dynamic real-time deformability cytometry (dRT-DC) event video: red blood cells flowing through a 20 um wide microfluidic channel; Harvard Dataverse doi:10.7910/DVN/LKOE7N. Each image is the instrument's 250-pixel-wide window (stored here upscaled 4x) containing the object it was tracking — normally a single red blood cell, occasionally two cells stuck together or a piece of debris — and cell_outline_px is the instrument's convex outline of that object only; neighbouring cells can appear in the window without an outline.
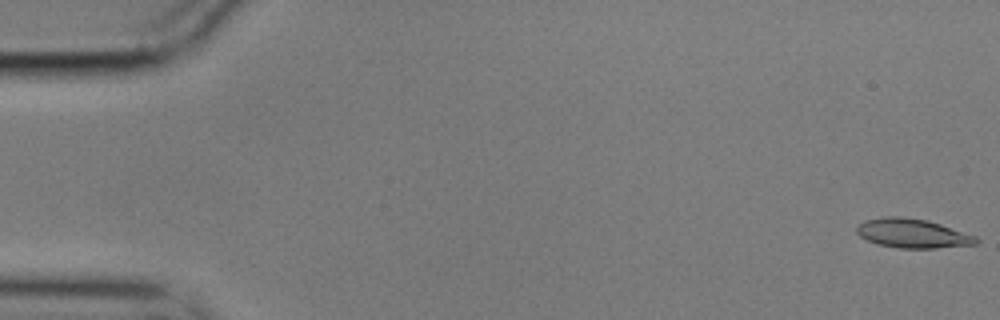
{"species": "common noctule bat (a hibernating species)", "species_latin": "Nyctalus noctula", "temperature_condition": "cold", "stored_images_in_passage": 57, "camera_frame_rate_fps": 3000, "um_per_image_px": 0.085, "animal": {"sex": "male", "body_mass_g": 17.9}, "frame": {"image": 1, "passage_image": 1, "time_ms": 0.0, "image_size_px": [1000, 320], "cell_outline_px": [[980, 240], [976, 244], [936, 248], [896, 248], [876, 244], [860, 236], [856, 232], [856, 228], [864, 220], [884, 216], [900, 216], [928, 220], [976, 236]], "centroid_in_image_um": [77.55, 19.83], "position_along_channel_um": 7.5, "area_um2": 20.35}}
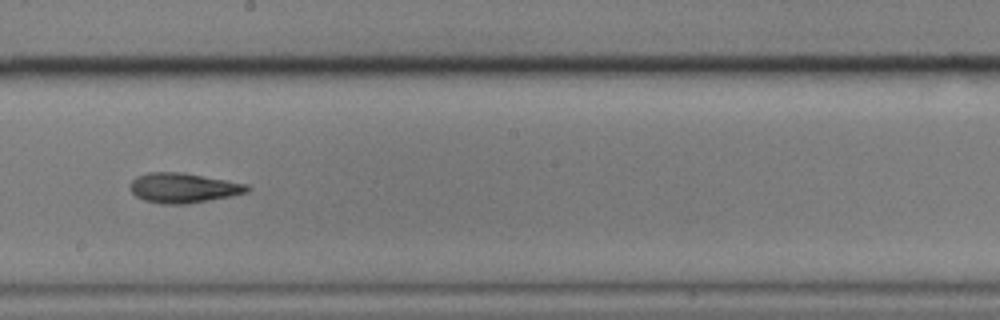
{"frame": {"image": 2, "passage_image": 32, "time_ms": 10.333, "image_size_px": [1000, 320], "cell_outline_px": [[252, 188], [248, 192], [232, 196], [188, 204], [160, 204], [144, 200], [136, 196], [128, 188], [128, 184], [136, 176], [148, 172], [184, 172], [248, 184]], "centroid_in_image_um": [15.58, 15.97], "position_along_channel_um": 232.6, "area_um2": 20.75}}
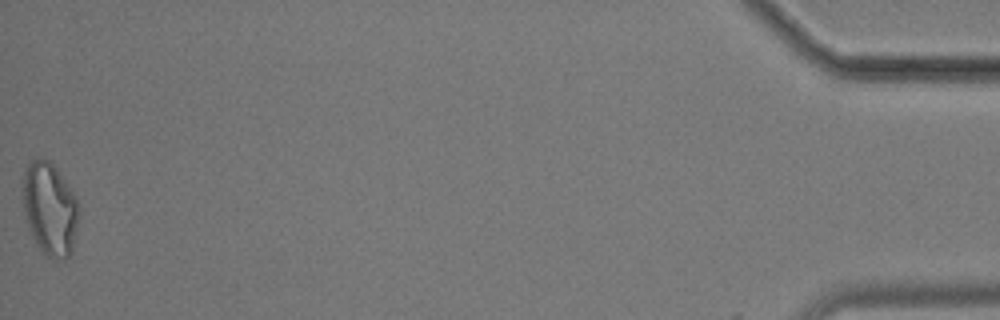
{"frame": {"image": 3, "passage_image": 57, "time_ms": 18.667, "image_size_px": [1000, 320], "cell_outline_px": [[80, 216], [72, 252], [64, 260], [52, 260], [44, 256], [32, 236], [28, 228], [24, 212], [24, 172], [28, 160], [36, 156], [40, 156], [48, 160], [56, 168], [76, 196], [80, 204]], "centroid_in_image_um": [4.27, 17.77], "position_along_channel_um": 430.9, "area_um2": 31.04}, "authors_computed_cell_mechanics": {"area_um2": 20.3456, "velocity_mm_per_s": 3.5207, "shape_relaxation_time_tau1_ms": 5.9287, "shape_relaxation_time_tau2_ms": 4.5289, "deformation_change_tau1": 0.1776, "deformation_change_tau2": 0.1324}}